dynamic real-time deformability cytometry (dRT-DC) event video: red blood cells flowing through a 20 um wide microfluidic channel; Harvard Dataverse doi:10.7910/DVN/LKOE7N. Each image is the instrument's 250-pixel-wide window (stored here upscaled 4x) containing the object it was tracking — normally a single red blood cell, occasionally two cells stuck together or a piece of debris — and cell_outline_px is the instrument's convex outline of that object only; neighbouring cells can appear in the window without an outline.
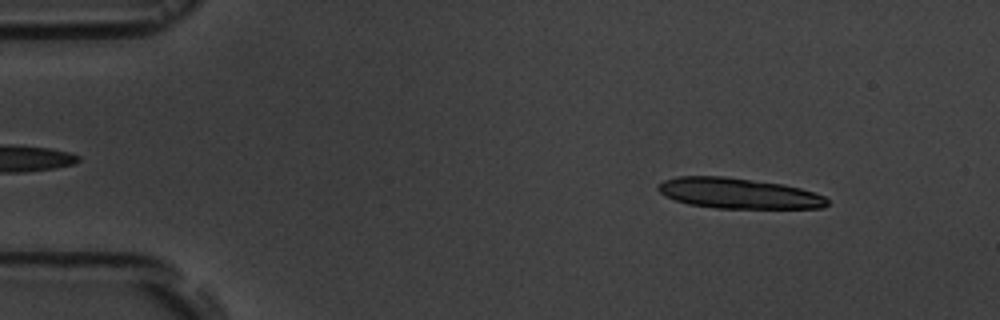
{"species": "common noctule bat (a hibernating species)", "species_latin": "Nyctalus noctula", "temperature_condition": "room temperature", "stored_images_in_passage": 3, "camera_frame_rate_fps": 3000, "um_per_image_px": 0.085, "animal": {"sex": "male", "body_mass_g": 19.5, "forearm_length_mm": 54.6}, "frame": {"image": 1, "passage_image": 1, "time_ms": 0.0, "image_size_px": [1000, 320], "cell_outline_px": [[828, 204], [824, 208], [716, 208], [688, 204], [664, 196], [656, 188], [656, 184], [664, 180], [680, 176], [724, 176], [784, 184], [800, 188], [824, 196], [828, 200]], "centroid_in_image_um": [62.74, 16.43], "position_along_channel_um": 22.3, "area_um2": 30.11}}